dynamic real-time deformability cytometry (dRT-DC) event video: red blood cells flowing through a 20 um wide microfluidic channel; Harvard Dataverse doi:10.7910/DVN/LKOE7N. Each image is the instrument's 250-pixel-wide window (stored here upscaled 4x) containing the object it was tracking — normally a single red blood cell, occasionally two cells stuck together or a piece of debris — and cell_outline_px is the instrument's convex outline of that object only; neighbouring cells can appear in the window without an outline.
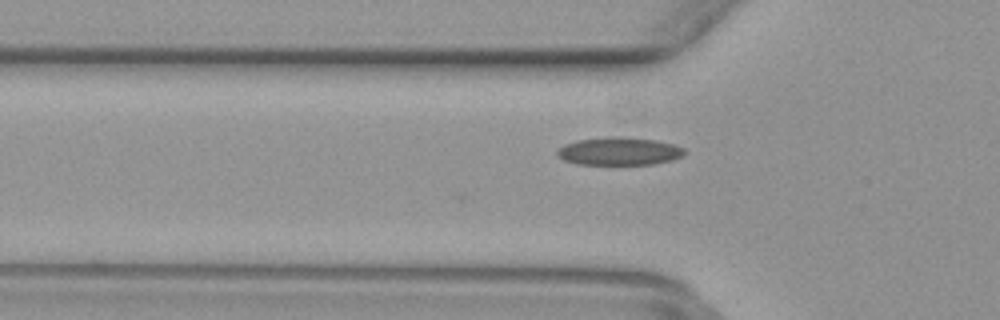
{"species": "common noctule bat (a hibernating species)", "species_latin": "Nyctalus noctula", "temperature_condition": "warm", "stored_images_in_passage": 36, "camera_frame_rate_fps": 3000, "um_per_image_px": 0.085, "animal": {"sex": "female", "body_mass_g": 29.2, "forearm_length_mm": 56.3}, "frame": {"image": 1, "passage_image": 2, "time_ms": 0.333, "image_size_px": [1000, 320], "cell_outline_px": [[684, 156], [672, 160], [652, 164], [576, 164], [564, 160], [556, 156], [556, 152], [564, 144], [576, 140], [608, 136], [616, 136], [656, 140], [672, 144], [684, 148]], "centroid_in_image_um": [52.6, 12.85], "position_along_channel_um": 73.2, "area_um2": 20.75}}
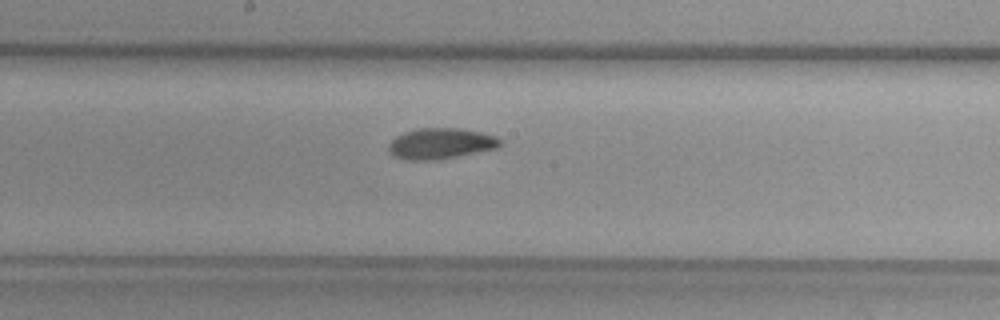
{"frame": {"image": 2, "passage_image": 12, "time_ms": 3.667, "image_size_px": [1000, 320], "cell_outline_px": [[504, 140], [496, 148], [436, 160], [404, 160], [392, 156], [388, 152], [388, 144], [396, 136], [404, 132], [416, 128], [460, 128], [480, 132], [496, 136]], "centroid_in_image_um": [37.41, 12.2], "position_along_channel_um": 210.8, "area_um2": 20.17}}
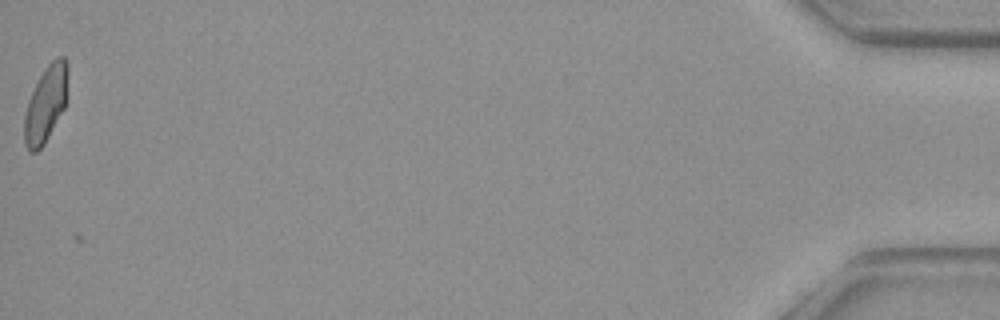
{"frame": {"image": 3, "passage_image": 36, "time_ms": 11.667, "image_size_px": [1000, 320], "cell_outline_px": [[68, 100], [64, 108], [44, 144], [36, 152], [28, 152], [24, 144], [24, 116], [28, 100], [40, 76], [48, 64], [56, 56], [64, 56], [68, 64]], "centroid_in_image_um": [3.91, 8.82], "position_along_channel_um": 431.3, "area_um2": 19.59}}